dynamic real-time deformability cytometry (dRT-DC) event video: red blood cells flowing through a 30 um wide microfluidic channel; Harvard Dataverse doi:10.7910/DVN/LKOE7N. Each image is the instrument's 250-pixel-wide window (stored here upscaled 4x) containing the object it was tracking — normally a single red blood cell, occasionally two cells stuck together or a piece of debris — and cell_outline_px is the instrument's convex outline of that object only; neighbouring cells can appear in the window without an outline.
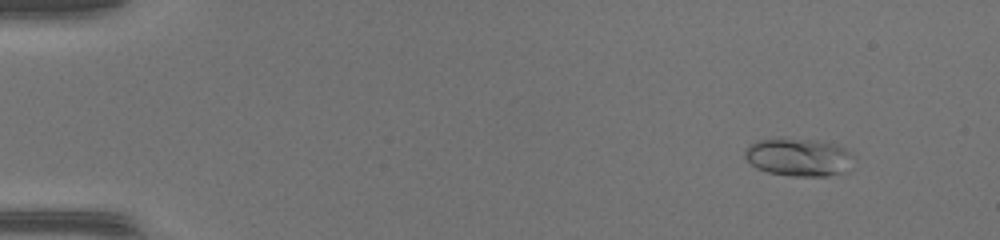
{"species": "common noctule bat (a hibernating species)", "species_latin": "Nyctalus noctula", "temperature_condition": "warm", "stored_images_in_passage": 51, "camera_frame_rate_fps": 3000, "um_per_image_px": 0.085, "animal": {"sex": "female", "body_mass_g": 17.0, "forearm_length_mm": 48.0}, "frame": {"image": 1, "passage_image": 6, "time_ms": 1.667, "image_size_px": [1000, 240], "cell_outline_px": [[856, 160], [840, 172], [824, 176], [792, 176], [768, 172], [756, 168], [744, 156], [744, 152], [756, 140], [780, 136], [812, 140], [836, 144], [844, 148]], "centroid_in_image_um": [67.83, 13.33], "position_along_channel_um": 17.2, "area_um2": 24.04}}
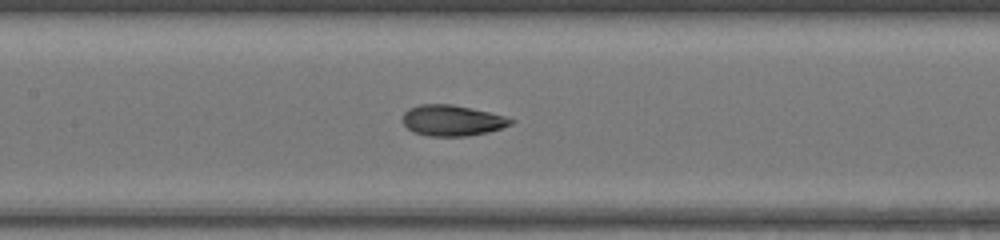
{"frame": {"image": 2, "passage_image": 26, "time_ms": 8.333, "image_size_px": [1000, 240], "cell_outline_px": [[516, 120], [512, 124], [488, 132], [468, 136], [428, 136], [412, 132], [404, 124], [404, 112], [408, 108], [420, 104], [452, 104], [488, 112], [504, 116]], "centroid_in_image_um": [38.42, 10.24], "position_along_channel_um": 169.0, "area_um2": 19.36}}
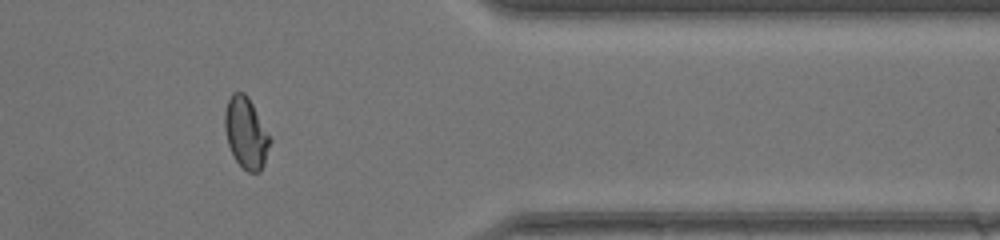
{"frame": {"image": 3, "passage_image": 43, "time_ms": 14.0, "image_size_px": [1000, 240], "cell_outline_px": [[272, 140], [264, 164], [260, 172], [248, 172], [236, 160], [228, 144], [224, 128], [224, 112], [228, 100], [232, 92], [244, 92], [248, 96]], "centroid_in_image_um": [20.91, 11.29], "position_along_channel_um": 390.5, "area_um2": 18.67}, "authors_computed_cell_mechanics": {"area_um2": 19.363, "velocity_mm_per_s": 4.1835, "shape_relaxation_time_tau1_ms": 8.6692, "shape_relaxation_time_tau2_ms": 0.9931, "deformation_change_tau1": 0.2781, "deformation_change_tau2": 0.061}}